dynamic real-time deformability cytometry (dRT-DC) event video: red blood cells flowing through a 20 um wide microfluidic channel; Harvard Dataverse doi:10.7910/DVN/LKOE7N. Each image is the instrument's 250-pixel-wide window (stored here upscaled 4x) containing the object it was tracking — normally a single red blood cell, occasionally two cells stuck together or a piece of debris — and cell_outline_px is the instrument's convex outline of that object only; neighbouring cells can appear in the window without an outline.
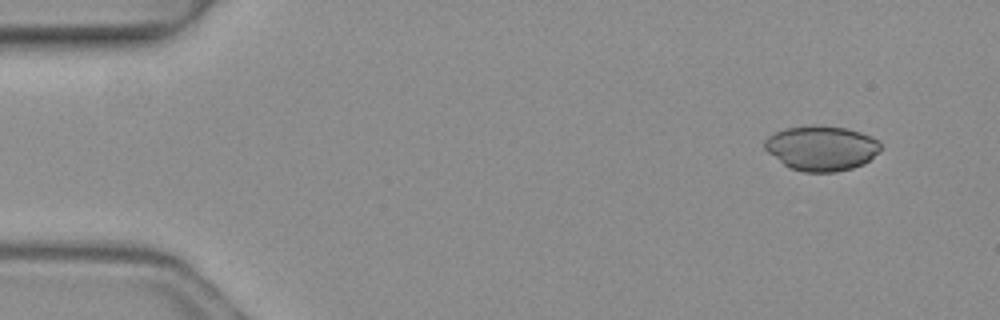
{"species": "common noctule bat (a hibernating species)", "species_latin": "Nyctalus noctula", "temperature_condition": "warm", "stored_images_in_passage": 4, "camera_frame_rate_fps": 3000, "um_per_image_px": 0.085, "animal": {"sex": "female", "body_mass_g": 19.3, "forearm_length_mm": 54.1}, "frame": {"image": 1, "passage_image": 1, "time_ms": 0.0, "image_size_px": [1000, 320], "cell_outline_px": [[880, 152], [864, 164], [852, 168], [836, 172], [804, 172], [788, 168], [768, 152], [764, 148], [764, 140], [768, 136], [776, 132], [788, 128], [844, 128], [860, 132], [872, 136], [880, 140]], "centroid_in_image_um": [69.85, 12.65], "position_along_channel_um": 15.1, "area_um2": 29.77}}